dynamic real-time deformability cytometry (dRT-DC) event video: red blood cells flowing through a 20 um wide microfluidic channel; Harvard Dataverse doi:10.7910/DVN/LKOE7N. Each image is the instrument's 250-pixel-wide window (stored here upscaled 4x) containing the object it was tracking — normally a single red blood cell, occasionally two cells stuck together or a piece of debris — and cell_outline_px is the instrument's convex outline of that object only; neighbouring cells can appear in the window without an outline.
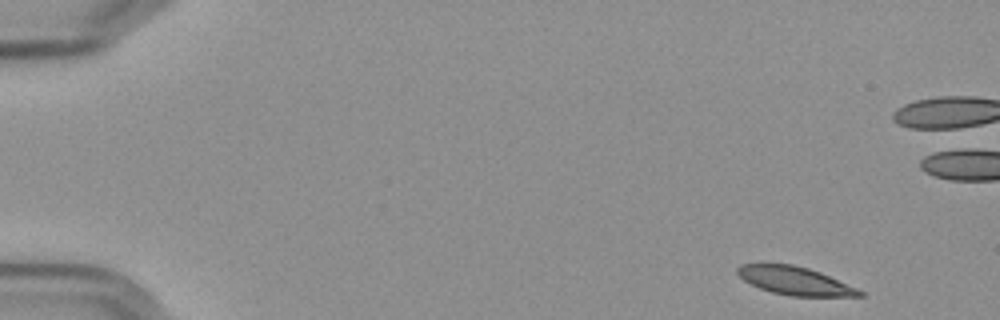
{"species": "Egyptian fruit bat (a non-hibernating species)", "species_latin": "Rousettus aegyptiacus", "temperature_condition": "cold", "stored_images_in_passage": 7, "camera_frame_rate_fps": 3000, "um_per_image_px": 0.085, "frame": {"image": 1, "passage_image": 1, "time_ms": 0.0, "image_size_px": [1000, 320], "cell_outline_px": [[864, 296], [788, 296], [772, 292], [760, 288], [744, 280], [736, 272], [736, 268], [740, 264], [764, 260], [792, 264], [808, 268], [820, 272], [856, 288], [864, 292]], "centroid_in_image_um": [67.46, 23.81], "position_along_channel_um": 17.5, "area_um2": 20.58}}
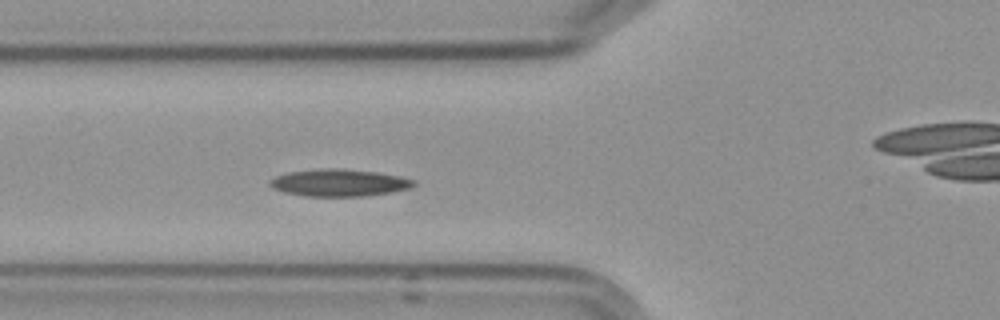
{"frame": {"image": 2, "passage_image": 6, "time_ms": 5.667, "image_size_px": [1000, 320], "cell_outline_px": [[416, 184], [412, 188], [392, 192], [364, 196], [304, 196], [284, 192], [272, 188], [268, 184], [268, 180], [276, 176], [288, 172], [320, 168], [340, 168], [376, 172], [400, 176], [416, 180]], "centroid_in_image_um": [28.82, 15.53], "position_along_channel_um": 97.0, "area_um2": 23.0}}